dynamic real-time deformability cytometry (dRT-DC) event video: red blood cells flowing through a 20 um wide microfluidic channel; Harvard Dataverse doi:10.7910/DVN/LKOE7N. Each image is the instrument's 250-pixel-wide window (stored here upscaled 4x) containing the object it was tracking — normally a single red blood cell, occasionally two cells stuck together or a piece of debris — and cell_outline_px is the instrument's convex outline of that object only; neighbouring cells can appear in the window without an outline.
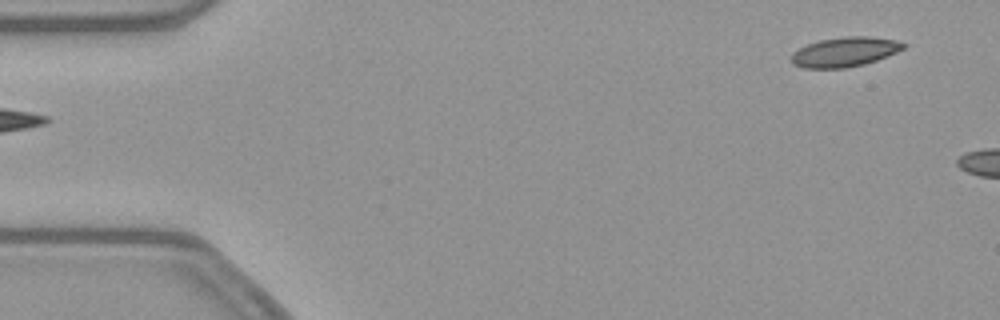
{"species": "common noctule bat (a hibernating species)", "species_latin": "Nyctalus noctula", "temperature_condition": "warm", "stored_images_in_passage": 5, "camera_frame_rate_fps": 3000, "um_per_image_px": 0.085, "animal": {"sex": "female", "body_mass_g": 21.9}, "frame": {"image": 1, "passage_image": 1, "time_ms": 0.0, "image_size_px": [1000, 320], "cell_outline_px": [[908, 44], [904, 48], [896, 52], [876, 60], [864, 64], [844, 68], [804, 68], [792, 64], [792, 52], [808, 44], [820, 40], [844, 36], [868, 36], [896, 40]], "centroid_in_image_um": [71.81, 4.41], "position_along_channel_um": 13.2, "area_um2": 19.25}}